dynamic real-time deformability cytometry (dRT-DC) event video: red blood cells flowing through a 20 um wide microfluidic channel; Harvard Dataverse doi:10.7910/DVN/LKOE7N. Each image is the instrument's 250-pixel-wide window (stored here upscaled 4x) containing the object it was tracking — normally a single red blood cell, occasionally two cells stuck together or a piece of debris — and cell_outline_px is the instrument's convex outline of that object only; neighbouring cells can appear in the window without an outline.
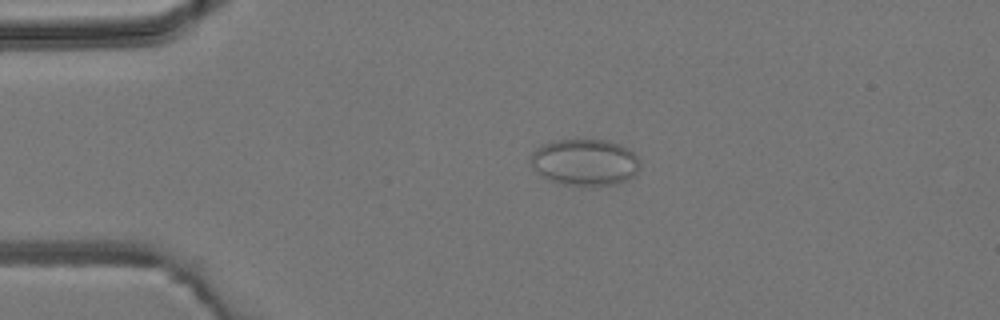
{"species": "common noctule bat (a hibernating species)", "species_latin": "Nyctalus noctula", "temperature_condition": "room temperature", "stored_images_in_passage": 3, "camera_frame_rate_fps": 3000, "um_per_image_px": 0.085, "animal": {"sex": "male", "body_mass_g": 19.2, "forearm_length_mm": 51.8}, "frame": {"image": 1, "passage_image": 3, "time_ms": 2.333, "image_size_px": [1000, 320], "cell_outline_px": [[640, 168], [628, 180], [616, 184], [580, 188], [548, 180], [540, 176], [532, 168], [532, 152], [540, 144], [556, 140], [608, 140], [620, 144], [628, 148], [640, 160]], "centroid_in_image_um": [49.71, 13.82], "position_along_channel_um": 35.3, "area_um2": 30.35}}